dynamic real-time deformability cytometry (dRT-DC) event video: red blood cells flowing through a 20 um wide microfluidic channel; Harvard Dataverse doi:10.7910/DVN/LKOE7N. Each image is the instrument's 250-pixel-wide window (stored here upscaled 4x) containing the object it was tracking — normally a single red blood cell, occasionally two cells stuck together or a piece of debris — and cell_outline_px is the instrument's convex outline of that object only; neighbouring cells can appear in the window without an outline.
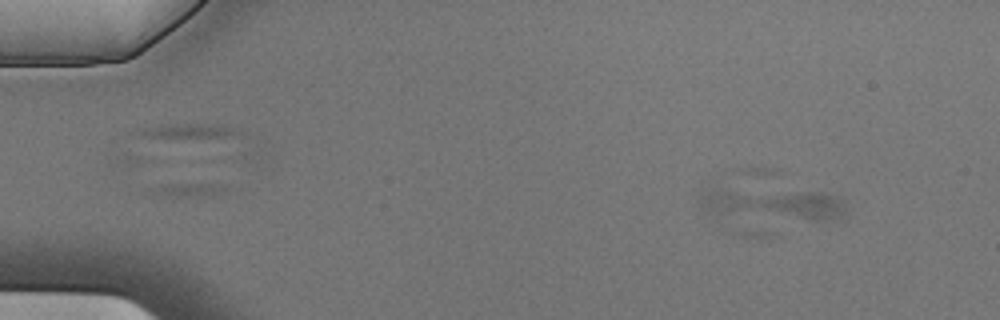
{"species": "Egyptian fruit bat (a non-hibernating species)", "species_latin": "Rousettus aegyptiacus", "temperature_condition": "cold", "stored_images_in_passage": 5, "camera_frame_rate_fps": 3000, "um_per_image_px": 0.085, "animal": {"sex": "male"}, "frame": {"image": 1, "passage_image": 5, "time_ms": 1.333, "image_size_px": [1000, 320], "cell_outline_px": [[848, 200], [844, 212], [840, 216], [832, 220], [812, 220], [704, 212], [700, 200], [700, 196], [708, 192], [824, 192], [840, 196]], "centroid_in_image_um": [65.98, 17.39], "position_along_channel_um": 19.0, "area_um2": 25.03}}